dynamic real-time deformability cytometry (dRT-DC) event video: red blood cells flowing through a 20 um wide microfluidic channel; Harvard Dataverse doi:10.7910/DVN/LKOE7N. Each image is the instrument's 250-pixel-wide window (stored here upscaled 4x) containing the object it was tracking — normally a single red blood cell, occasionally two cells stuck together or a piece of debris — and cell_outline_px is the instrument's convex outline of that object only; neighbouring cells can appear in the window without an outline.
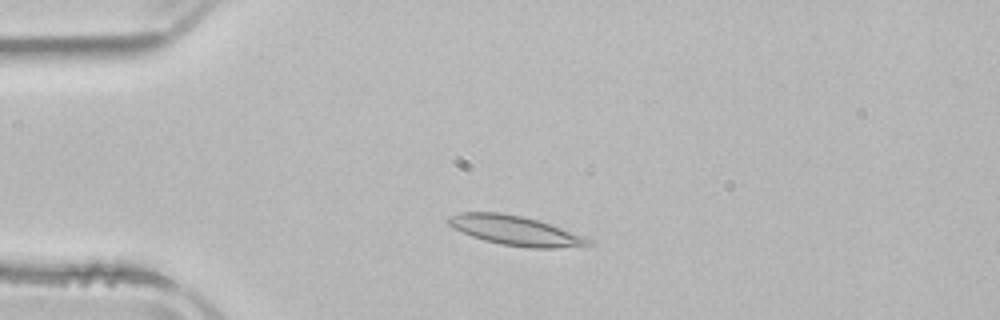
{"species": "common noctule bat (a hibernating species)", "species_latin": "Nyctalus noctula", "temperature_condition": "room temperature", "stored_images_in_passage": 4, "camera_frame_rate_fps": 3000, "um_per_image_px": 0.085, "animal": {"sex": "male", "body_mass_g": 21.5, "forearm_length_mm": 52.0}, "frame": {"image": 1, "passage_image": 3, "time_ms": 2.333, "image_size_px": [1000, 320], "cell_outline_px": [[596, 244], [556, 248], [528, 248], [500, 244], [484, 240], [472, 236], [448, 224], [444, 220], [448, 216], [460, 212], [500, 212], [520, 216], [536, 220], [584, 236], [592, 240]], "centroid_in_image_um": [43.78, 19.6], "position_along_channel_um": 41.2, "area_um2": 23.87}}